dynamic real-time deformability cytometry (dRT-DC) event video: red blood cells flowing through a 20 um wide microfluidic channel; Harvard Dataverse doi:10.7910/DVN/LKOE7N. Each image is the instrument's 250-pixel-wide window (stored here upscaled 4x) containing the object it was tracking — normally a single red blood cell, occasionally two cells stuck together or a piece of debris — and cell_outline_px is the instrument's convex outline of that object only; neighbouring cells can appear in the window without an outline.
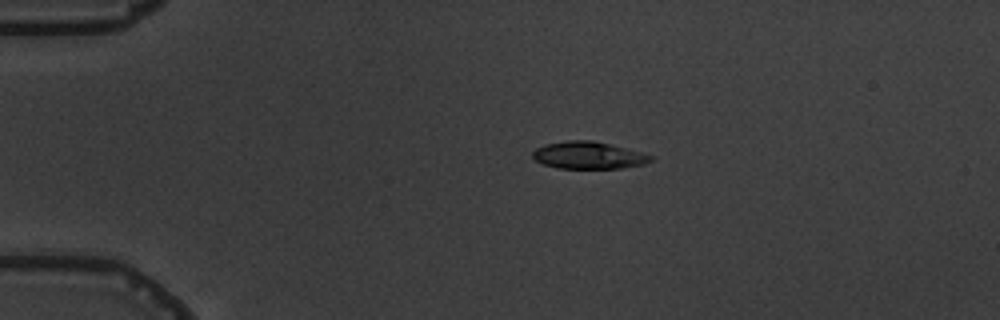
{"species": "common noctule bat (a hibernating species)", "species_latin": "Nyctalus noctula", "temperature_condition": "warm", "stored_images_in_passage": 6, "camera_frame_rate_fps": 3000, "um_per_image_px": 0.085, "animal": {"sex": "male", "body_mass_g": 19.5, "forearm_length_mm": 54.6}, "frame": {"image": 1, "passage_image": 3, "time_ms": 3.0, "image_size_px": [1000, 320], "cell_outline_px": [[652, 160], [644, 164], [620, 168], [556, 168], [544, 164], [536, 160], [532, 156], [532, 152], [536, 148], [544, 144], [568, 140], [592, 140], [640, 152], [652, 156]], "centroid_in_image_um": [49.97, 13.2], "position_along_channel_um": 35.0, "area_um2": 18.5}}
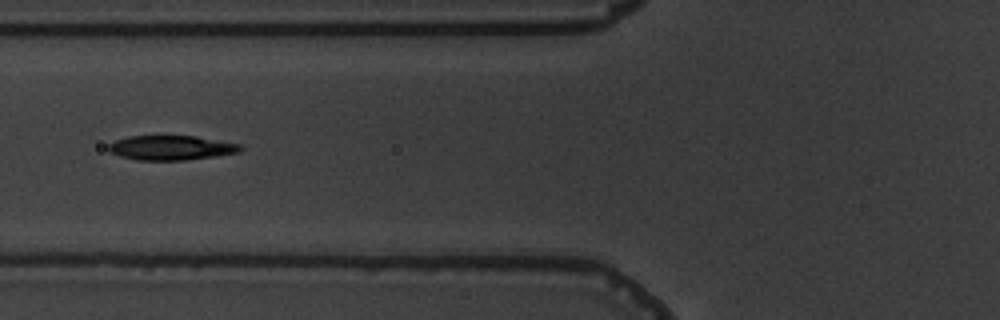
{"frame": {"image": 2, "passage_image": 6, "time_ms": 6.333, "image_size_px": [1000, 320], "cell_outline_px": [[244, 148], [240, 152], [216, 156], [184, 160], [136, 160], [120, 156], [108, 152], [108, 144], [116, 140], [128, 136], [196, 136], [240, 144]], "centroid_in_image_um": [14.54, 12.56], "position_along_channel_um": 111.3, "area_um2": 18.96}}